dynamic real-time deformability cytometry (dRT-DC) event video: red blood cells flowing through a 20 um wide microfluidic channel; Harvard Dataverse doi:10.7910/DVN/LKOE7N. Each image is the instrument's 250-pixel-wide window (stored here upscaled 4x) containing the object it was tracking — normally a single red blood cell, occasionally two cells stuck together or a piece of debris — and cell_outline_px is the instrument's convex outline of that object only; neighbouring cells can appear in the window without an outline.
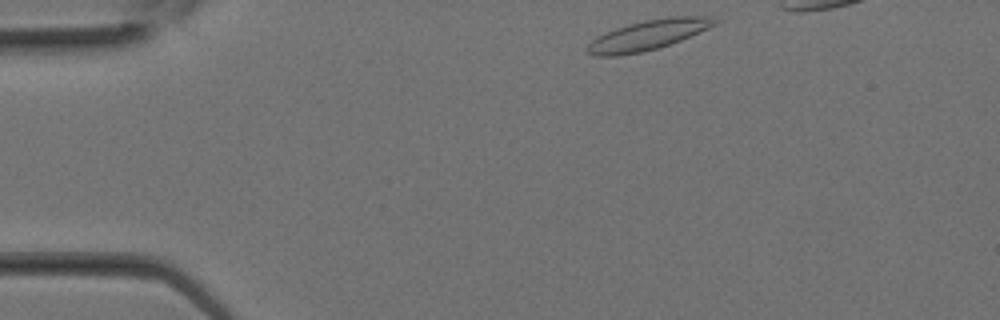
{"species": "Egyptian fruit bat (a non-hibernating species)", "species_latin": "Rousettus aegyptiacus", "temperature_condition": "room temperature", "stored_images_in_passage": 17, "camera_frame_rate_fps": 3000, "um_per_image_px": 0.085, "animal": {"sex": "female"}, "frame": {"image": 1, "passage_image": 1, "time_ms": 0.0, "image_size_px": [1000, 320], "cell_outline_px": [[720, 20], [716, 24], [708, 28], [680, 40], [656, 48], [640, 52], [620, 56], [592, 56], [584, 48], [596, 36], [616, 28], [628, 24], [644, 20], [668, 16], [704, 16]], "centroid_in_image_um": [55.03, 2.98], "position_along_channel_um": 30.0, "area_um2": 22.14}}
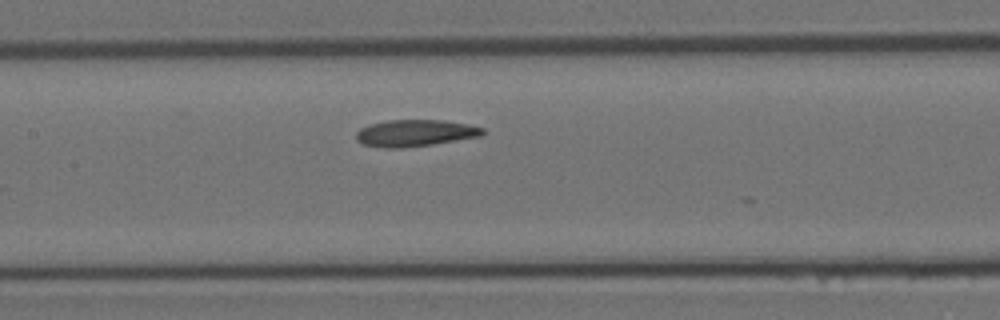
{"frame": {"image": 2, "passage_image": 10, "time_ms": 3.0, "image_size_px": [1000, 320], "cell_outline_px": [[488, 132], [480, 136], [432, 144], [400, 148], [384, 148], [364, 144], [356, 140], [356, 132], [360, 128], [368, 124], [388, 120], [444, 120], [468, 124], [484, 128]], "centroid_in_image_um": [35.28, 11.3], "position_along_channel_um": 172.1, "area_um2": 19.77}}
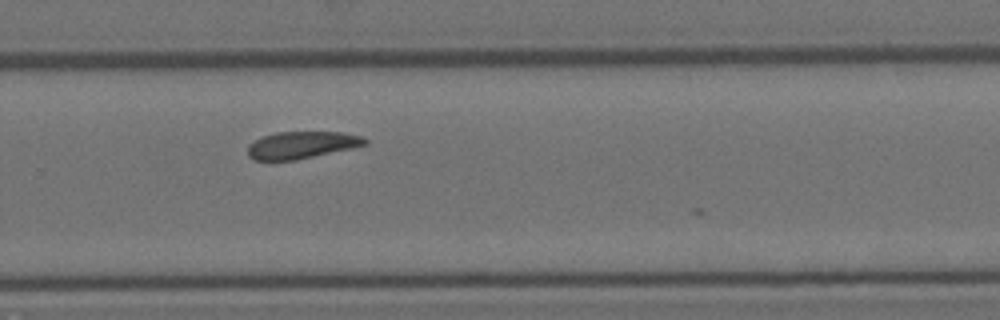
{"frame": {"image": 3, "passage_image": 16, "time_ms": 5.0, "image_size_px": [1000, 320], "cell_outline_px": [[368, 144], [352, 148], [296, 160], [252, 160], [248, 156], [248, 144], [252, 140], [260, 136], [276, 132], [344, 132], [364, 136], [368, 140]], "centroid_in_image_um": [25.63, 12.31], "position_along_channel_um": 304.2, "area_um2": 18.84}}